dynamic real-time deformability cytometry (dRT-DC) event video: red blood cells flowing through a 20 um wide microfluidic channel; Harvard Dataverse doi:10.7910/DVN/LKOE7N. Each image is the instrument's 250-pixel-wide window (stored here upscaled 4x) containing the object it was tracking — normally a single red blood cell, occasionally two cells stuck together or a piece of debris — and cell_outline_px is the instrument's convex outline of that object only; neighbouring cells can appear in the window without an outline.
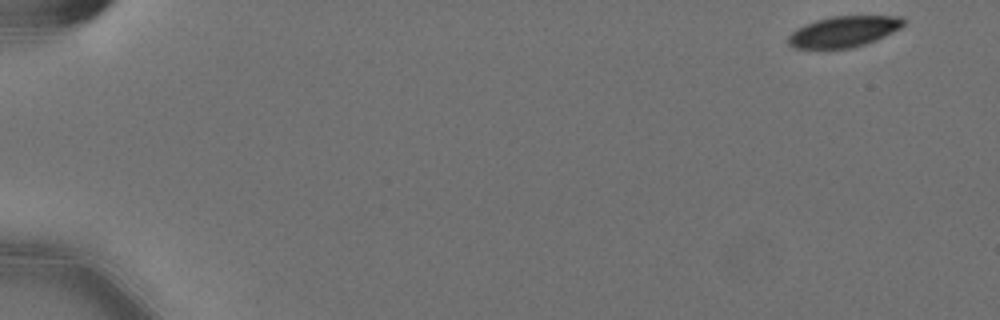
{"species": "Egyptian fruit bat (a non-hibernating species)", "species_latin": "Rousettus aegyptiacus", "temperature_condition": "cold", "stored_images_in_passage": 10, "camera_frame_rate_fps": 3000, "um_per_image_px": 0.085, "animal": {"sex": "female"}, "frame": {"image": 1, "passage_image": 1, "time_ms": 0.0, "image_size_px": [1000, 320], "cell_outline_px": [[908, 20], [900, 28], [876, 40], [852, 48], [792, 48], [788, 44], [788, 36], [796, 28], [816, 20], [832, 16], [904, 16]], "centroid_in_image_um": [71.74, 2.67], "position_along_channel_um": 13.3, "area_um2": 20.81}}